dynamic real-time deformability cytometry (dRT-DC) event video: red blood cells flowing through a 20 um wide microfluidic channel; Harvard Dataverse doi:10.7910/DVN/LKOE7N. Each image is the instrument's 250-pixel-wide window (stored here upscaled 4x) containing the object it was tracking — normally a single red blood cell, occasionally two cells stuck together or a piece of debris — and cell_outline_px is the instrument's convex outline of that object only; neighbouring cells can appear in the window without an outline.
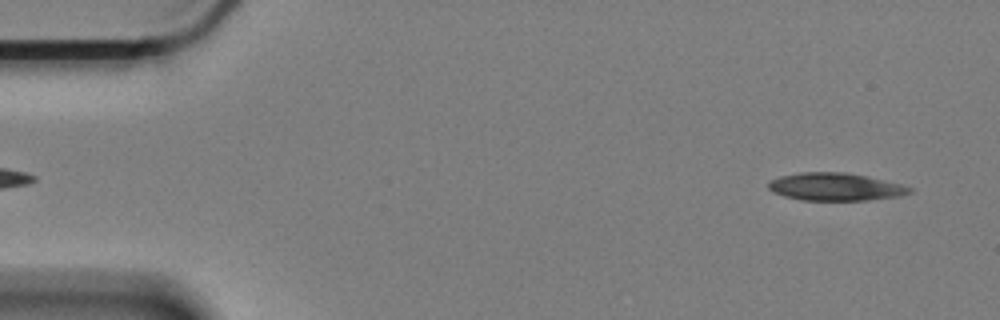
{"species": "Egyptian fruit bat (a non-hibernating species)", "species_latin": "Rousettus aegyptiacus", "temperature_condition": "cold", "stored_images_in_passage": 58, "camera_frame_rate_fps": 3000, "um_per_image_px": 0.085, "animal": {"sex": "female"}, "frame": {"image": 1, "passage_image": 3, "time_ms": 0.667, "image_size_px": [1000, 320], "cell_outline_px": [[912, 192], [900, 196], [868, 200], [800, 200], [784, 196], [768, 188], [768, 184], [772, 180], [780, 176], [800, 172], [844, 172], [864, 176], [900, 184], [912, 188]], "centroid_in_image_um": [71.0, 15.88], "position_along_channel_um": 14.0, "area_um2": 22.48}}
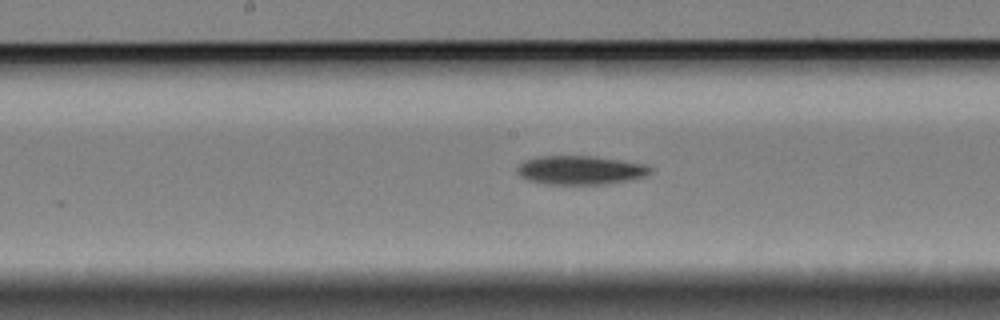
{"frame": {"image": 2, "passage_image": 29, "time_ms": 9.333, "image_size_px": [1000, 320], "cell_outline_px": [[652, 168], [644, 176], [624, 180], [600, 184], [548, 184], [528, 180], [520, 176], [516, 168], [524, 160], [536, 156], [592, 156], [644, 164]], "centroid_in_image_um": [49.24, 14.45], "position_along_channel_um": 199.0, "area_um2": 21.91}}
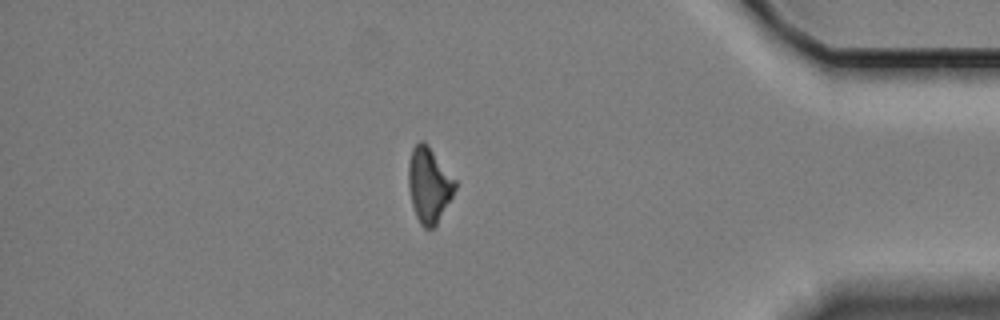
{"frame": {"image": 3, "passage_image": 50, "time_ms": 16.333, "image_size_px": [1000, 320], "cell_outline_px": [[456, 188], [452, 196], [436, 224], [432, 228], [424, 228], [420, 224], [416, 216], [412, 204], [408, 184], [408, 164], [412, 148], [420, 140], [424, 140], [428, 144], [456, 180]], "centroid_in_image_um": [36.45, 15.68], "position_along_channel_um": 398.7, "area_um2": 20.35}}